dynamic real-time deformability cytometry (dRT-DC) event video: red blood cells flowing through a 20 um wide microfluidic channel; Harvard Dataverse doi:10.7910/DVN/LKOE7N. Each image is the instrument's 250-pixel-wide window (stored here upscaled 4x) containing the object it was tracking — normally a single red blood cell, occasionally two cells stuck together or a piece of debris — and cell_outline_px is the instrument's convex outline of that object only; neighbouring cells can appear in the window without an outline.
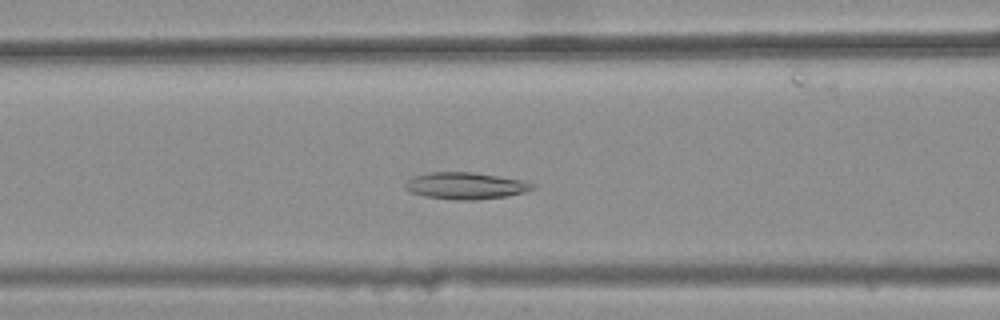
{"species": "common noctule bat (a hibernating species)", "species_latin": "Nyctalus noctula", "temperature_condition": "warm", "stored_images_in_passage": 33, "camera_frame_rate_fps": 3000, "um_per_image_px": 0.085, "animal": {"sex": "female", "body_mass_g": 25.1}, "frame": {"image": 1, "passage_image": 11, "time_ms": 3.333, "image_size_px": [1000, 320], "cell_outline_px": [[536, 188], [524, 192], [508, 196], [476, 200], [452, 200], [424, 196], [412, 192], [404, 188], [404, 184], [412, 176], [428, 172], [472, 172], [524, 180], [536, 184]], "centroid_in_image_um": [39.59, 15.79], "position_along_channel_um": 127.0, "area_um2": 20.11}}
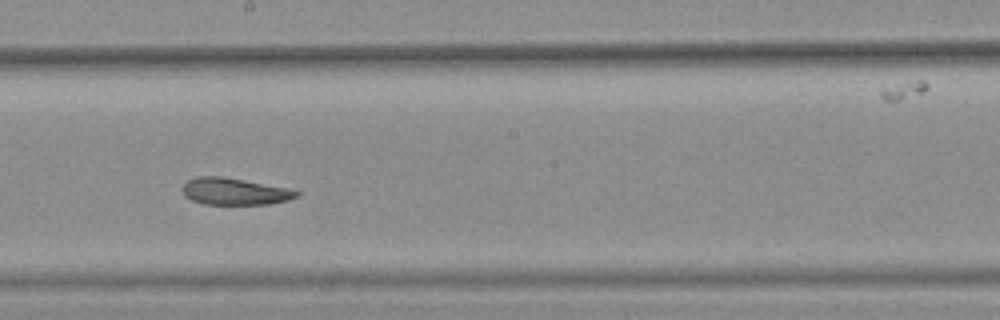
{"frame": {"image": 2, "passage_image": 19, "time_ms": 6.0, "image_size_px": [1000, 320], "cell_outline_px": [[300, 196], [288, 200], [268, 204], [204, 204], [192, 200], [184, 196], [180, 188], [188, 180], [196, 176], [220, 176], [244, 180], [288, 188], [300, 192]], "centroid_in_image_um": [19.91, 16.27], "position_along_channel_um": 228.3, "area_um2": 17.92}}
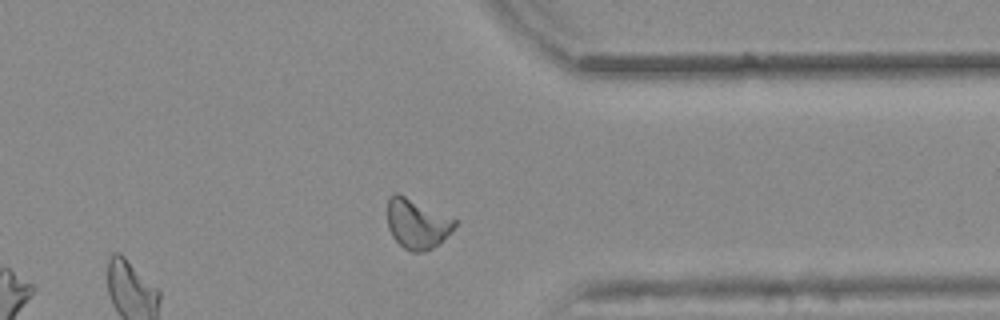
{"frame": {"image": 3, "passage_image": 31, "time_ms": 10.0, "image_size_px": [1000, 320], "cell_outline_px": [[456, 224], [452, 232], [440, 244], [424, 252], [412, 252], [404, 248], [392, 236], [388, 228], [388, 196], [396, 192], [456, 220]], "centroid_in_image_um": [35.44, 19.05], "position_along_channel_um": 376.0, "area_um2": 19.36}, "authors_computed_cell_mechanics": {"area_um2": 19.074, "velocity_mm_per_s": 3.8207, "shape_relaxation_time_tau1_ms": null, "shape_relaxation_time_tau2_ms": 8.2717, "deformation_change_tau1": null, "deformation_change_tau2": 0.1602}}